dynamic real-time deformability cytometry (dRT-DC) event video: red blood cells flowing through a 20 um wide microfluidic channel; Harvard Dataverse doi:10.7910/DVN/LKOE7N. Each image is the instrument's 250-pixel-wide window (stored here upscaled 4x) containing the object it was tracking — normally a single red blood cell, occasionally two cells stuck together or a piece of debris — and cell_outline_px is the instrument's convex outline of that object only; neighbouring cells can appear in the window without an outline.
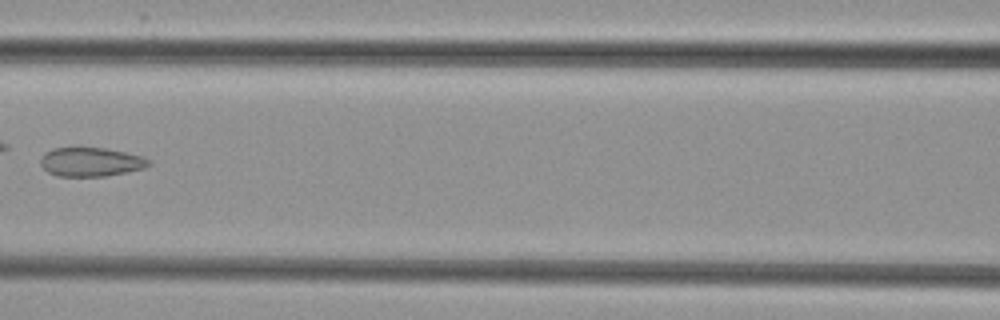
{"species": "common noctule bat (a hibernating species)", "species_latin": "Nyctalus noctula", "temperature_condition": "cold", "stored_images_in_passage": 4, "camera_frame_rate_fps": 3000, "um_per_image_px": 0.085, "animal": {"sex": "female", "body_mass_g": 29.2, "forearm_length_mm": 56.3}, "frame": {"image": 1, "passage_image": 3, "time_ms": 2.667, "image_size_px": [1000, 320], "cell_outline_px": [[152, 164], [144, 168], [128, 172], [104, 176], [56, 176], [48, 172], [40, 164], [40, 160], [44, 152], [52, 148], [76, 144], [104, 148], [144, 156], [152, 160]], "centroid_in_image_um": [7.7, 13.71], "position_along_channel_um": 158.9, "area_um2": 19.13}}
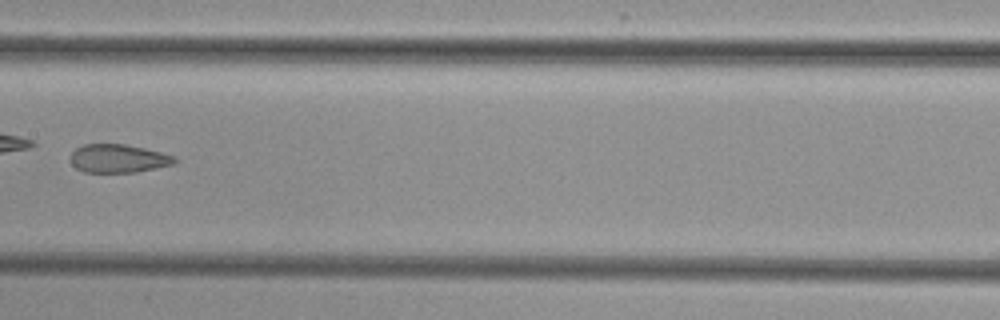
{"frame": {"image": 2, "passage_image": 4, "time_ms": 3.667, "image_size_px": [1000, 320], "cell_outline_px": [[176, 160], [172, 164], [136, 172], [84, 172], [76, 168], [72, 164], [68, 156], [76, 148], [84, 144], [124, 144], [144, 148], [176, 156]], "centroid_in_image_um": [10.0, 13.46], "position_along_channel_um": 197.4, "area_um2": 17.17}}